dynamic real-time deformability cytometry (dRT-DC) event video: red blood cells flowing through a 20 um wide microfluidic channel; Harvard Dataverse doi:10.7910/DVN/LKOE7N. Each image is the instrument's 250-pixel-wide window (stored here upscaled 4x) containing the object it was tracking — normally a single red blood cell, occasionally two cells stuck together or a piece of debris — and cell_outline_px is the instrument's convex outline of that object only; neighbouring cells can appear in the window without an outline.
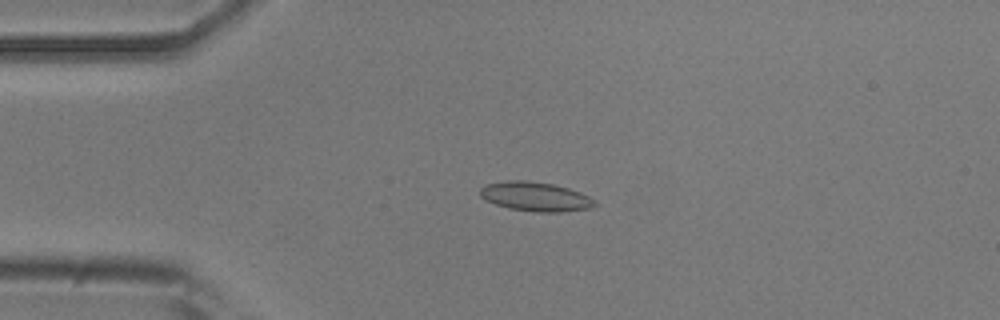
{"species": "common noctule bat (a hibernating species)", "species_latin": "Nyctalus noctula", "temperature_condition": "room temperature", "stored_images_in_passage": 55, "camera_frame_rate_fps": 3000, "um_per_image_px": 0.085, "animal": {"sex": "male", "body_mass_g": 20.5, "forearm_length_mm": 52.5}, "frame": {"image": 1, "passage_image": 13, "time_ms": 4.0, "image_size_px": [1000, 320], "cell_outline_px": [[596, 204], [588, 208], [560, 212], [532, 212], [508, 208], [496, 204], [480, 196], [480, 188], [488, 184], [508, 180], [524, 180], [552, 184], [568, 188], [580, 192], [596, 200]], "centroid_in_image_um": [45.51, 16.71], "position_along_channel_um": 39.5, "area_um2": 19.36}}
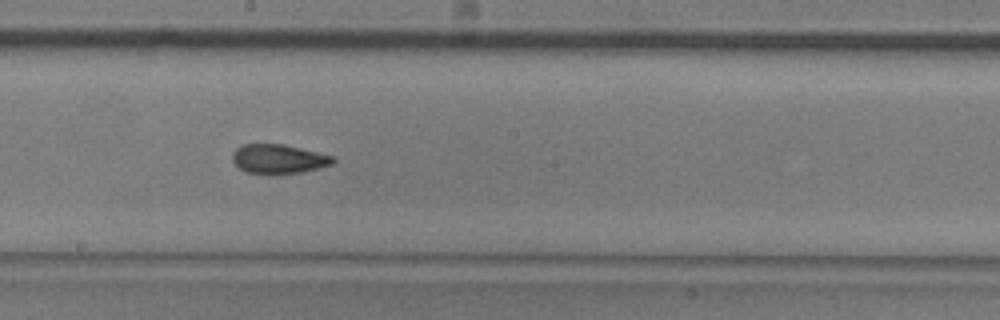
{"frame": {"image": 2, "passage_image": 30, "time_ms": 9.667, "image_size_px": [1000, 320], "cell_outline_px": [[336, 160], [332, 164], [300, 172], [244, 172], [232, 160], [232, 152], [236, 148], [244, 144], [280, 144], [336, 156]], "centroid_in_image_um": [23.67, 13.48], "position_along_channel_um": 224.5, "area_um2": 16.59}}
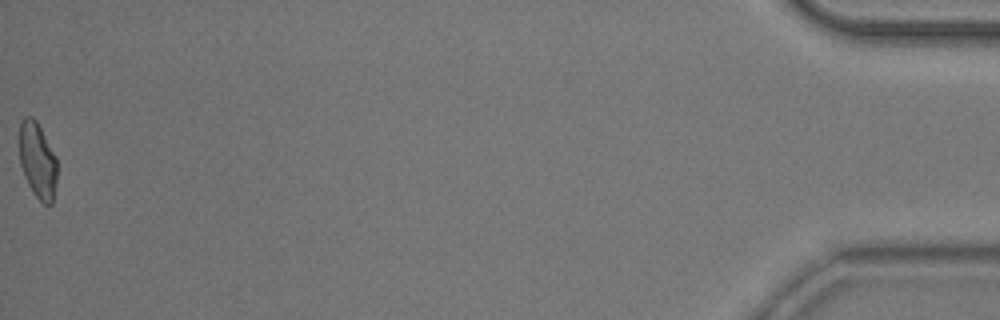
{"frame": {"image": 3, "passage_image": 55, "time_ms": 18.0, "image_size_px": [1000, 320], "cell_outline_px": [[56, 184], [52, 204], [44, 204], [36, 196], [28, 184], [24, 176], [20, 164], [20, 124], [24, 116], [32, 116], [36, 120], [56, 156]], "centroid_in_image_um": [3.19, 13.63], "position_along_channel_um": 432.0, "area_um2": 16.53}, "authors_computed_cell_mechanics": {"area_um2": 17.629, "velocity_mm_per_s": 3.7188, "shape_relaxation_time_tau1_ms": 9.8182, "shape_relaxation_time_tau2_ms": 2.1636, "deformation_change_tau1": 0.2014, "deformation_change_tau2": 0.0754}}